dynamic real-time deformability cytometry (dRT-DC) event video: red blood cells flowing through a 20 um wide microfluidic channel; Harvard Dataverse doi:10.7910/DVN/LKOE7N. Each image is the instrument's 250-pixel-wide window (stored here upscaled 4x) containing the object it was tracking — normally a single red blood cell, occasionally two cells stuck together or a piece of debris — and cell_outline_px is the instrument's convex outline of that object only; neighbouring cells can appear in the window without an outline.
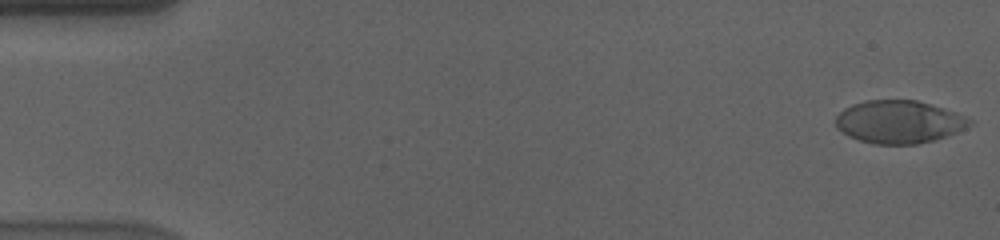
{"species": "human", "species_latin": "Homo sapiens", "temperature_condition": "cold", "stored_images_in_passage": 57, "camera_frame_rate_fps": 3000, "um_per_image_px": 0.085, "donor": {"sex": "male"}, "frame": {"image": 1, "passage_image": 1, "time_ms": 0.0, "image_size_px": [1000, 240], "cell_outline_px": [[972, 124], [956, 132], [936, 140], [916, 144], [876, 144], [860, 140], [848, 136], [836, 128], [836, 116], [844, 108], [852, 104], [868, 100], [916, 100], [944, 108], [956, 112], [972, 120]], "centroid_in_image_um": [76.4, 10.36], "position_along_channel_um": 8.6, "area_um2": 33.35}}
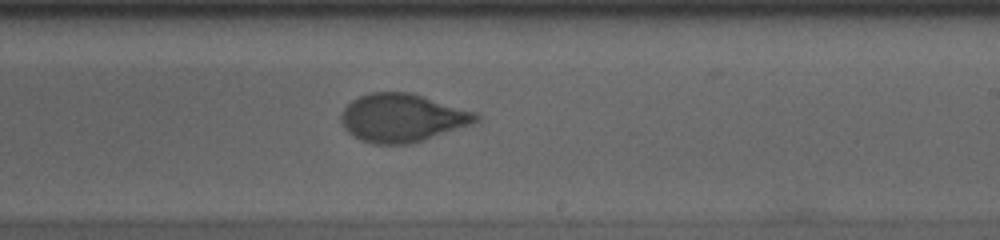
{"frame": {"image": 2, "passage_image": 34, "time_ms": 11.0, "image_size_px": [1000, 240], "cell_outline_px": [[480, 120], [472, 124], [424, 140], [408, 144], [372, 144], [360, 140], [352, 136], [344, 128], [340, 120], [340, 112], [352, 100], [360, 96], [372, 92], [412, 92], [480, 112]], "centroid_in_image_um": [34.22, 10.01], "position_along_channel_um": 254.8, "area_um2": 38.49}}
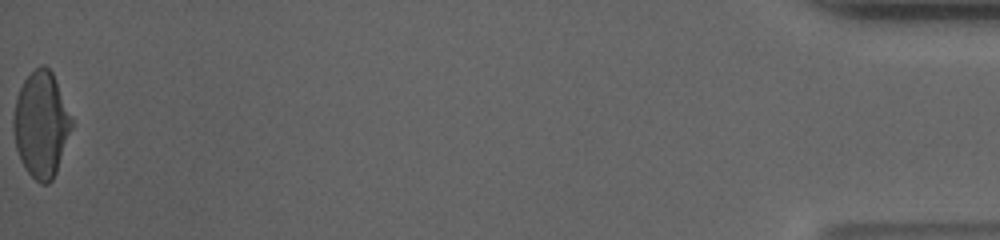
{"frame": {"image": 3, "passage_image": 57, "time_ms": 18.667, "image_size_px": [1000, 240], "cell_outline_px": [[72, 128], [56, 172], [52, 180], [48, 184], [40, 184], [24, 168], [20, 160], [16, 148], [12, 124], [12, 120], [16, 96], [24, 80], [40, 64], [44, 64], [52, 72], [56, 80], [72, 120]], "centroid_in_image_um": [3.48, 10.59], "position_along_channel_um": 431.7, "area_um2": 35.72}, "authors_computed_cell_mechanics": {"area_um2": 37.1076, "velocity_mm_per_s": 3.5923, "shape_relaxation_time_tau1_ms": 7.5349, "shape_relaxation_time_tau2_ms": 0.8785, "deformation_change_tau1": 0.2087, "deformation_change_tau2": 0.0626}}